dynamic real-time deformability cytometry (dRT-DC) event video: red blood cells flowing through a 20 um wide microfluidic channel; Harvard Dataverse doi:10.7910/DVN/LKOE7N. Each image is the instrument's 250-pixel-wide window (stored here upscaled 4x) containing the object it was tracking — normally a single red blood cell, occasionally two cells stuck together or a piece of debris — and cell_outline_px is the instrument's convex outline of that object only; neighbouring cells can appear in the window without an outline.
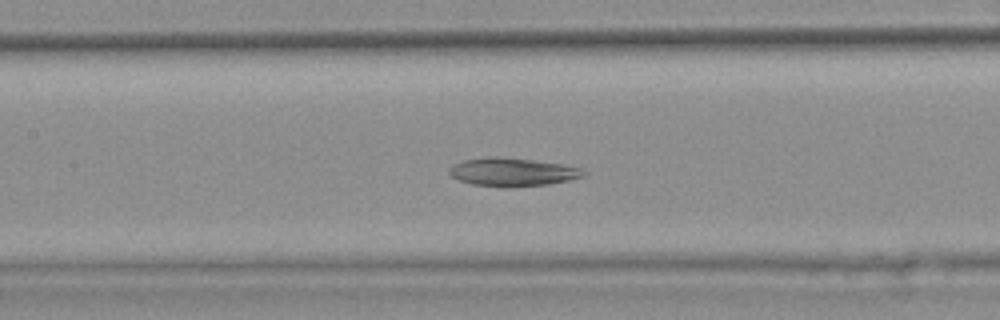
{"species": "common noctule bat (a hibernating species)", "species_latin": "Nyctalus noctula", "temperature_condition": "warm", "stored_images_in_passage": 26, "camera_frame_rate_fps": 3000, "um_per_image_px": 0.085, "animal": {"sex": "female", "body_mass_g": 25.1}, "frame": {"image": 1, "passage_image": 8, "time_ms": 2.333, "image_size_px": [1000, 320], "cell_outline_px": [[588, 172], [584, 176], [568, 180], [548, 184], [508, 188], [504, 188], [472, 184], [460, 180], [452, 176], [448, 172], [448, 168], [452, 164], [464, 160], [488, 156], [504, 156], [560, 164], [584, 168]], "centroid_in_image_um": [43.55, 14.62], "position_along_channel_um": 163.8, "area_um2": 22.48}}